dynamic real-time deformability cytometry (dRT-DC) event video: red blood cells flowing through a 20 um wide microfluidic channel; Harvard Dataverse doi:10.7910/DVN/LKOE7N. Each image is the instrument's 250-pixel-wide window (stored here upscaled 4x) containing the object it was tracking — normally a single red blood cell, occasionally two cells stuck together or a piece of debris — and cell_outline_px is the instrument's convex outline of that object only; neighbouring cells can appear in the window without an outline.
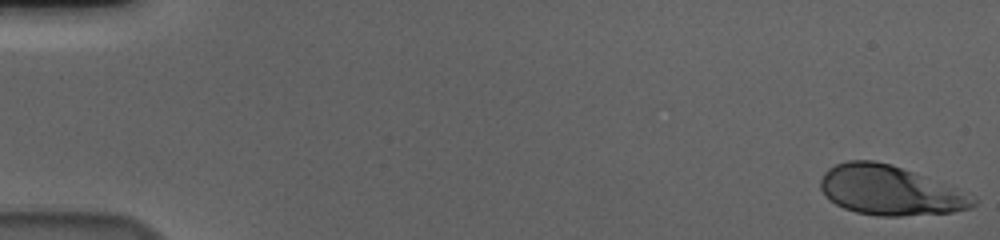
{"species": "human", "species_latin": "Homo sapiens", "temperature_condition": "cold", "stored_images_in_passage": 57, "camera_frame_rate_fps": 3000, "um_per_image_px": 0.085, "donor": {"sex": "male"}, "frame": {"image": 1, "passage_image": 1, "time_ms": 0.0, "image_size_px": [1000, 240], "cell_outline_px": [[976, 204], [972, 208], [952, 212], [900, 216], [876, 216], [856, 212], [844, 208], [828, 200], [824, 196], [820, 188], [820, 180], [824, 172], [828, 168], [836, 164], [848, 160], [876, 160], [892, 164], [912, 172], [976, 200]], "centroid_in_image_um": [75.48, 16.19], "position_along_channel_um": 9.5, "area_um2": 43.12}}
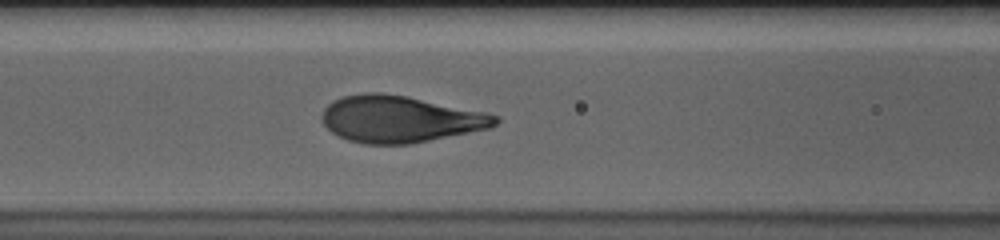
{"frame": {"image": 2, "passage_image": 25, "time_ms": 8.0, "image_size_px": [1000, 240], "cell_outline_px": [[500, 120], [492, 128], [408, 144], [364, 144], [348, 140], [332, 132], [324, 124], [320, 116], [324, 108], [332, 100], [344, 96], [368, 92], [380, 92], [404, 96], [484, 112], [500, 116]], "centroid_in_image_um": [33.98, 10.12], "position_along_channel_um": 132.6, "area_um2": 46.88}}
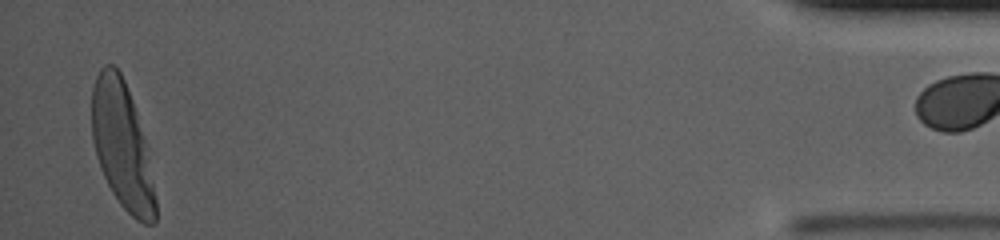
{"frame": {"image": 3, "passage_image": 56, "time_ms": 18.333, "image_size_px": [1000, 240], "cell_outline_px": [[156, 220], [152, 224], [144, 224], [136, 220], [120, 204], [112, 192], [100, 168], [96, 156], [92, 140], [92, 88], [96, 76], [100, 68], [104, 64], [112, 64], [120, 72], [124, 80], [132, 100], [144, 136], [156, 200]], "centroid_in_image_um": [10.36, 12.37], "position_along_channel_um": 424.8, "area_um2": 46.53}}